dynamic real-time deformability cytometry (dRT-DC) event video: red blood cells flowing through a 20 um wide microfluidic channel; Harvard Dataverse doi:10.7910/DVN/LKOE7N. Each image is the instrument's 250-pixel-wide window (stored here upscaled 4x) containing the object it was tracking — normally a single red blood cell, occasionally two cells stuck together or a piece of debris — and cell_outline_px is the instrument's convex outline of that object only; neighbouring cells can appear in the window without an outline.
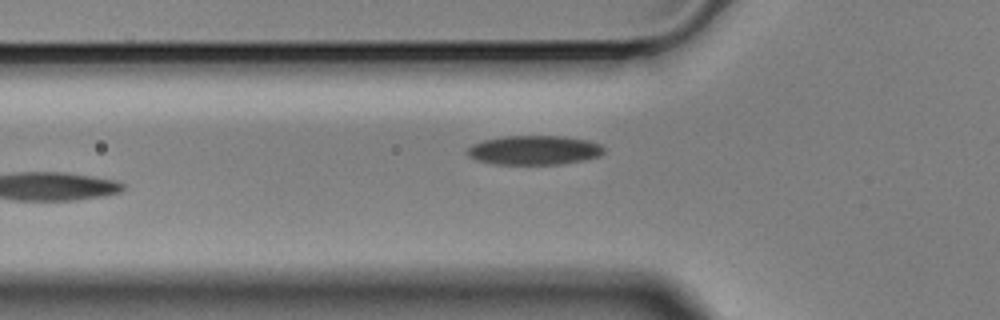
{"species": "Egyptian fruit bat (a non-hibernating species)", "species_latin": "Rousettus aegyptiacus", "temperature_condition": "cold", "stored_images_in_passage": 3, "camera_frame_rate_fps": 3000, "um_per_image_px": 0.085, "animal": {"sex": "male"}, "frame": {"image": 1, "passage_image": 2, "time_ms": 0.333, "image_size_px": [1000, 320], "cell_outline_px": [[604, 152], [600, 156], [560, 164], [496, 164], [476, 160], [468, 156], [468, 148], [472, 144], [484, 140], [504, 136], [564, 136], [588, 140], [600, 144], [604, 148]], "centroid_in_image_um": [45.41, 12.76], "position_along_channel_um": 80.4, "area_um2": 23.18}}
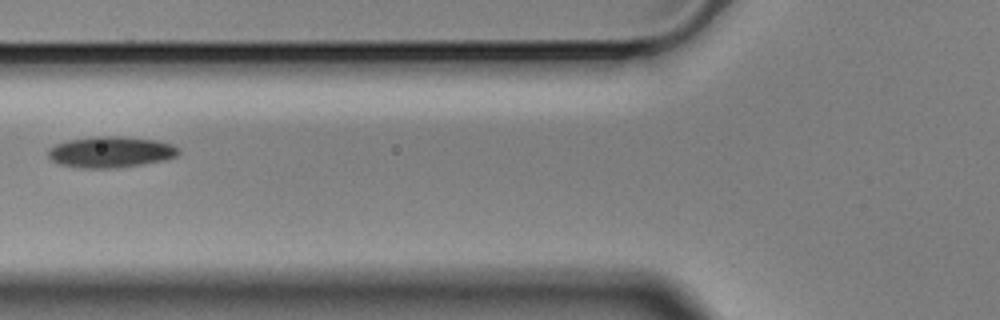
{"frame": {"image": 2, "passage_image": 3, "time_ms": 0.667, "image_size_px": [1000, 320], "cell_outline_px": [[180, 152], [176, 156], [164, 160], [144, 164], [116, 168], [80, 168], [60, 164], [52, 160], [48, 156], [48, 148], [56, 144], [68, 140], [96, 136], [124, 136], [156, 140], [172, 144], [180, 148]], "centroid_in_image_um": [9.43, 12.92], "position_along_channel_um": 116.4, "area_um2": 23.81}}